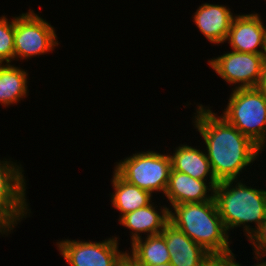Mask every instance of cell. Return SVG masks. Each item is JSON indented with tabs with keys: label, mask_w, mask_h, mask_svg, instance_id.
<instances>
[{
	"label": "cell",
	"mask_w": 266,
	"mask_h": 266,
	"mask_svg": "<svg viewBox=\"0 0 266 266\" xmlns=\"http://www.w3.org/2000/svg\"><path fill=\"white\" fill-rule=\"evenodd\" d=\"M197 105L192 124L204 140V150L216 180L240 179L244 169L259 161L263 150L210 107Z\"/></svg>",
	"instance_id": "cell-1"
},
{
	"label": "cell",
	"mask_w": 266,
	"mask_h": 266,
	"mask_svg": "<svg viewBox=\"0 0 266 266\" xmlns=\"http://www.w3.org/2000/svg\"><path fill=\"white\" fill-rule=\"evenodd\" d=\"M239 180L219 182L213 198L227 232L243 226L248 239L266 219V189L247 186L244 179Z\"/></svg>",
	"instance_id": "cell-2"
},
{
	"label": "cell",
	"mask_w": 266,
	"mask_h": 266,
	"mask_svg": "<svg viewBox=\"0 0 266 266\" xmlns=\"http://www.w3.org/2000/svg\"><path fill=\"white\" fill-rule=\"evenodd\" d=\"M169 211V221L208 253L232 250L230 233L223 224L214 198L206 202L173 205Z\"/></svg>",
	"instance_id": "cell-3"
},
{
	"label": "cell",
	"mask_w": 266,
	"mask_h": 266,
	"mask_svg": "<svg viewBox=\"0 0 266 266\" xmlns=\"http://www.w3.org/2000/svg\"><path fill=\"white\" fill-rule=\"evenodd\" d=\"M221 114L263 151L266 147V98L256 88L231 89Z\"/></svg>",
	"instance_id": "cell-4"
},
{
	"label": "cell",
	"mask_w": 266,
	"mask_h": 266,
	"mask_svg": "<svg viewBox=\"0 0 266 266\" xmlns=\"http://www.w3.org/2000/svg\"><path fill=\"white\" fill-rule=\"evenodd\" d=\"M169 153L154 150L136 152L116 162L115 170L128 183L153 193L165 194L171 171Z\"/></svg>",
	"instance_id": "cell-5"
},
{
	"label": "cell",
	"mask_w": 266,
	"mask_h": 266,
	"mask_svg": "<svg viewBox=\"0 0 266 266\" xmlns=\"http://www.w3.org/2000/svg\"><path fill=\"white\" fill-rule=\"evenodd\" d=\"M55 31L54 26L34 10L29 9L26 13L15 15L14 60L28 61L50 51L52 53L60 43Z\"/></svg>",
	"instance_id": "cell-6"
},
{
	"label": "cell",
	"mask_w": 266,
	"mask_h": 266,
	"mask_svg": "<svg viewBox=\"0 0 266 266\" xmlns=\"http://www.w3.org/2000/svg\"><path fill=\"white\" fill-rule=\"evenodd\" d=\"M3 159H0V222L13 232L30 215L31 209L26 198L24 167L17 160Z\"/></svg>",
	"instance_id": "cell-7"
},
{
	"label": "cell",
	"mask_w": 266,
	"mask_h": 266,
	"mask_svg": "<svg viewBox=\"0 0 266 266\" xmlns=\"http://www.w3.org/2000/svg\"><path fill=\"white\" fill-rule=\"evenodd\" d=\"M119 239L116 236L100 242L63 239L56 246L68 266H125L127 250L118 249Z\"/></svg>",
	"instance_id": "cell-8"
},
{
	"label": "cell",
	"mask_w": 266,
	"mask_h": 266,
	"mask_svg": "<svg viewBox=\"0 0 266 266\" xmlns=\"http://www.w3.org/2000/svg\"><path fill=\"white\" fill-rule=\"evenodd\" d=\"M222 80L233 86L231 89L257 87L264 62L262 54L236 52L231 50L207 63Z\"/></svg>",
	"instance_id": "cell-9"
},
{
	"label": "cell",
	"mask_w": 266,
	"mask_h": 266,
	"mask_svg": "<svg viewBox=\"0 0 266 266\" xmlns=\"http://www.w3.org/2000/svg\"><path fill=\"white\" fill-rule=\"evenodd\" d=\"M266 25L260 14H235L226 39L231 50L263 54Z\"/></svg>",
	"instance_id": "cell-10"
},
{
	"label": "cell",
	"mask_w": 266,
	"mask_h": 266,
	"mask_svg": "<svg viewBox=\"0 0 266 266\" xmlns=\"http://www.w3.org/2000/svg\"><path fill=\"white\" fill-rule=\"evenodd\" d=\"M218 183V181H202L171 169L163 197L167 198L171 207L182 203L206 202L213 199L214 188Z\"/></svg>",
	"instance_id": "cell-11"
},
{
	"label": "cell",
	"mask_w": 266,
	"mask_h": 266,
	"mask_svg": "<svg viewBox=\"0 0 266 266\" xmlns=\"http://www.w3.org/2000/svg\"><path fill=\"white\" fill-rule=\"evenodd\" d=\"M226 5L203 3L193 13V21L204 37L218 46L226 42L235 14Z\"/></svg>",
	"instance_id": "cell-12"
},
{
	"label": "cell",
	"mask_w": 266,
	"mask_h": 266,
	"mask_svg": "<svg viewBox=\"0 0 266 266\" xmlns=\"http://www.w3.org/2000/svg\"><path fill=\"white\" fill-rule=\"evenodd\" d=\"M156 206L154 202L141 207L135 211L123 215L118 221L121 226L126 227L130 231V240L133 244L136 240L142 238L144 233L147 236L160 234L165 225L169 222V207L159 203ZM158 210H157V208ZM161 210V211H160Z\"/></svg>",
	"instance_id": "cell-13"
},
{
	"label": "cell",
	"mask_w": 266,
	"mask_h": 266,
	"mask_svg": "<svg viewBox=\"0 0 266 266\" xmlns=\"http://www.w3.org/2000/svg\"><path fill=\"white\" fill-rule=\"evenodd\" d=\"M161 234L166 240L170 253L169 263L172 266H202L204 259L210 254L170 221Z\"/></svg>",
	"instance_id": "cell-14"
},
{
	"label": "cell",
	"mask_w": 266,
	"mask_h": 266,
	"mask_svg": "<svg viewBox=\"0 0 266 266\" xmlns=\"http://www.w3.org/2000/svg\"><path fill=\"white\" fill-rule=\"evenodd\" d=\"M173 151V153H169L172 170L188 174L202 181H217L205 150L180 144Z\"/></svg>",
	"instance_id": "cell-15"
},
{
	"label": "cell",
	"mask_w": 266,
	"mask_h": 266,
	"mask_svg": "<svg viewBox=\"0 0 266 266\" xmlns=\"http://www.w3.org/2000/svg\"><path fill=\"white\" fill-rule=\"evenodd\" d=\"M170 261L166 240L160 234L144 236L131 244L127 251V263L130 266H152Z\"/></svg>",
	"instance_id": "cell-16"
},
{
	"label": "cell",
	"mask_w": 266,
	"mask_h": 266,
	"mask_svg": "<svg viewBox=\"0 0 266 266\" xmlns=\"http://www.w3.org/2000/svg\"><path fill=\"white\" fill-rule=\"evenodd\" d=\"M111 182L114 192L110 196V202L112 207L121 213L118 219L154 201L150 192L128 183L115 170Z\"/></svg>",
	"instance_id": "cell-17"
},
{
	"label": "cell",
	"mask_w": 266,
	"mask_h": 266,
	"mask_svg": "<svg viewBox=\"0 0 266 266\" xmlns=\"http://www.w3.org/2000/svg\"><path fill=\"white\" fill-rule=\"evenodd\" d=\"M27 70L12 63L0 64V104L6 108L28 96Z\"/></svg>",
	"instance_id": "cell-18"
},
{
	"label": "cell",
	"mask_w": 266,
	"mask_h": 266,
	"mask_svg": "<svg viewBox=\"0 0 266 266\" xmlns=\"http://www.w3.org/2000/svg\"><path fill=\"white\" fill-rule=\"evenodd\" d=\"M14 61V17L0 16V64Z\"/></svg>",
	"instance_id": "cell-19"
},
{
	"label": "cell",
	"mask_w": 266,
	"mask_h": 266,
	"mask_svg": "<svg viewBox=\"0 0 266 266\" xmlns=\"http://www.w3.org/2000/svg\"><path fill=\"white\" fill-rule=\"evenodd\" d=\"M250 241L253 249V255L266 258V219L258 226V228L247 239Z\"/></svg>",
	"instance_id": "cell-20"
},
{
	"label": "cell",
	"mask_w": 266,
	"mask_h": 266,
	"mask_svg": "<svg viewBox=\"0 0 266 266\" xmlns=\"http://www.w3.org/2000/svg\"><path fill=\"white\" fill-rule=\"evenodd\" d=\"M202 266H238V262L231 250L225 253H210L204 259Z\"/></svg>",
	"instance_id": "cell-21"
},
{
	"label": "cell",
	"mask_w": 266,
	"mask_h": 266,
	"mask_svg": "<svg viewBox=\"0 0 266 266\" xmlns=\"http://www.w3.org/2000/svg\"><path fill=\"white\" fill-rule=\"evenodd\" d=\"M256 88L266 98V64L263 66L261 78Z\"/></svg>",
	"instance_id": "cell-22"
},
{
	"label": "cell",
	"mask_w": 266,
	"mask_h": 266,
	"mask_svg": "<svg viewBox=\"0 0 266 266\" xmlns=\"http://www.w3.org/2000/svg\"><path fill=\"white\" fill-rule=\"evenodd\" d=\"M253 259L257 260V263L256 264L254 263V265H251V266H266V260H265V258L263 259V257H261V256L254 255V258ZM238 266H242V265L239 264V262H238Z\"/></svg>",
	"instance_id": "cell-23"
},
{
	"label": "cell",
	"mask_w": 266,
	"mask_h": 266,
	"mask_svg": "<svg viewBox=\"0 0 266 266\" xmlns=\"http://www.w3.org/2000/svg\"><path fill=\"white\" fill-rule=\"evenodd\" d=\"M11 232L0 222V235L8 236Z\"/></svg>",
	"instance_id": "cell-24"
},
{
	"label": "cell",
	"mask_w": 266,
	"mask_h": 266,
	"mask_svg": "<svg viewBox=\"0 0 266 266\" xmlns=\"http://www.w3.org/2000/svg\"><path fill=\"white\" fill-rule=\"evenodd\" d=\"M262 57H263L264 64H266V33H265L264 50H263Z\"/></svg>",
	"instance_id": "cell-25"
},
{
	"label": "cell",
	"mask_w": 266,
	"mask_h": 266,
	"mask_svg": "<svg viewBox=\"0 0 266 266\" xmlns=\"http://www.w3.org/2000/svg\"><path fill=\"white\" fill-rule=\"evenodd\" d=\"M152 266H172L170 263H166V264H157V265H152Z\"/></svg>",
	"instance_id": "cell-26"
}]
</instances>
